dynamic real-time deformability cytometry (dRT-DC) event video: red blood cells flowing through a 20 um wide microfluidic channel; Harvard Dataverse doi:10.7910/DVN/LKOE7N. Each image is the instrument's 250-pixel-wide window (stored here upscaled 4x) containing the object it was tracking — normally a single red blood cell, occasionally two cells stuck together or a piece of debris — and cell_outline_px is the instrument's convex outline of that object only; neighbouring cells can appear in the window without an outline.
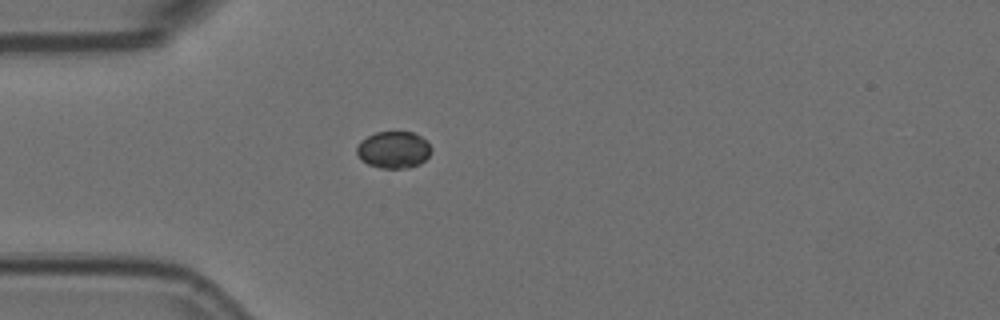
{"species": "Egyptian fruit bat (a non-hibernating species)", "species_latin": "Rousettus aegyptiacus", "temperature_condition": "room temperature", "stored_images_in_passage": 1, "camera_frame_rate_fps": 3000, "um_per_image_px": 0.085, "animal": {"sex": "female"}, "frame": {"image": 1, "passage_image": 1, "time_ms": 0.0, "image_size_px": [1000, 320], "cell_outline_px": [[432, 152], [420, 164], [408, 168], [380, 168], [368, 164], [360, 160], [356, 152], [356, 148], [360, 140], [376, 132], [412, 132], [428, 140], [432, 148]], "centroid_in_image_um": [33.46, 12.73], "position_along_channel_um": 51.5, "area_um2": 16.24}}